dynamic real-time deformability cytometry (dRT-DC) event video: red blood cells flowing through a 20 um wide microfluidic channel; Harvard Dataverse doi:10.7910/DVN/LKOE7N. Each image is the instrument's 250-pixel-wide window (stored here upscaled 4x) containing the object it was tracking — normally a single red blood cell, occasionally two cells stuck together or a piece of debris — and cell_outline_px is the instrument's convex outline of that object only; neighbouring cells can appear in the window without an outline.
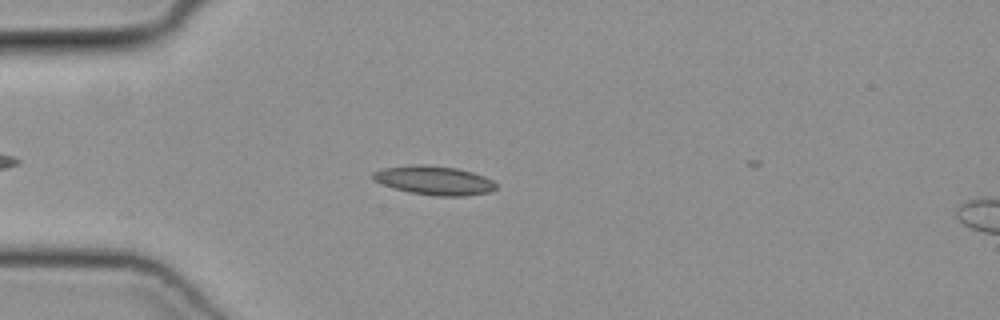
{"species": "common noctule bat (a hibernating species)", "species_latin": "Nyctalus noctula", "temperature_condition": "cold", "stored_images_in_passage": 41, "camera_frame_rate_fps": 3000, "um_per_image_px": 0.085, "animal": {"sex": "female", "body_mass_g": 19.3, "forearm_length_mm": 54.1}, "frame": {"image": 1, "passage_image": 8, "time_ms": 2.333, "image_size_px": [1000, 320], "cell_outline_px": [[496, 188], [488, 192], [464, 196], [436, 196], [408, 192], [392, 188], [372, 180], [372, 172], [384, 168], [412, 164], [424, 164], [456, 168], [472, 172], [484, 176], [492, 180], [496, 184]], "centroid_in_image_um": [36.86, 15.33], "position_along_channel_um": 48.1, "area_um2": 20.87}}
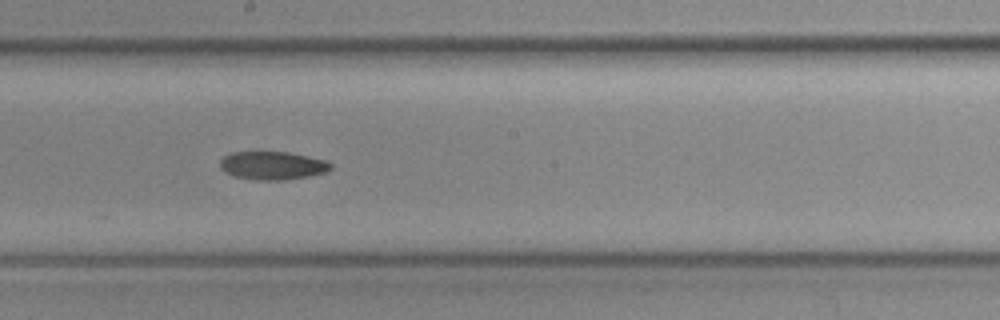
{"frame": {"image": 2, "passage_image": 22, "time_ms": 7.0, "image_size_px": [1000, 320], "cell_outline_px": [[332, 168], [328, 172], [308, 176], [284, 180], [256, 180], [232, 176], [224, 172], [220, 168], [220, 160], [224, 156], [232, 152], [288, 152], [328, 160], [332, 164]], "centroid_in_image_um": [23.18, 14.07], "position_along_channel_um": 225.0, "area_um2": 18.44}}
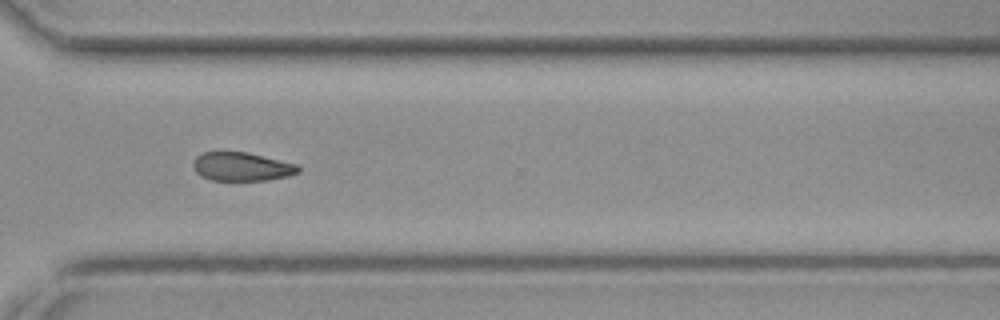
{"frame": {"image": 3, "passage_image": 31, "time_ms": 10.0, "image_size_px": [1000, 320], "cell_outline_px": [[300, 172], [288, 176], [268, 180], [212, 180], [200, 176], [196, 172], [192, 164], [196, 156], [204, 152], [248, 152], [296, 164], [300, 168]], "centroid_in_image_um": [20.54, 14.16], "position_along_channel_um": 350.1, "area_um2": 17.51}}